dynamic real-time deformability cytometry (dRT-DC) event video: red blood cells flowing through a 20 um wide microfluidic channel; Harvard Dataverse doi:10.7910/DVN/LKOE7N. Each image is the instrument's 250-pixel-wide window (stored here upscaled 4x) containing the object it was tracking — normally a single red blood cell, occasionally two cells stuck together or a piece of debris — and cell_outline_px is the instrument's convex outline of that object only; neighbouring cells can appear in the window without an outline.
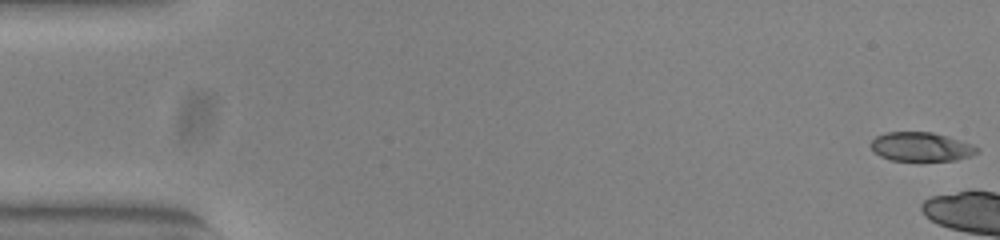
{"species": "common noctule bat (a hibernating species)", "species_latin": "Nyctalus noctula", "temperature_condition": "warm", "stored_images_in_passage": 4, "camera_frame_rate_fps": 3000, "um_per_image_px": 0.085, "animal": {"sex": "female", "body_mass_g": 23.0, "forearm_length_mm": 53.4}, "frame": {"image": 1, "passage_image": 1, "time_ms": 0.0, "image_size_px": [1000, 240], "cell_outline_px": [[980, 152], [956, 160], [892, 160], [880, 156], [868, 144], [876, 136], [884, 132], [932, 132], [948, 136], [972, 144], [980, 148]], "centroid_in_image_um": [78.3, 12.46], "position_along_channel_um": 6.7, "area_um2": 17.92}}